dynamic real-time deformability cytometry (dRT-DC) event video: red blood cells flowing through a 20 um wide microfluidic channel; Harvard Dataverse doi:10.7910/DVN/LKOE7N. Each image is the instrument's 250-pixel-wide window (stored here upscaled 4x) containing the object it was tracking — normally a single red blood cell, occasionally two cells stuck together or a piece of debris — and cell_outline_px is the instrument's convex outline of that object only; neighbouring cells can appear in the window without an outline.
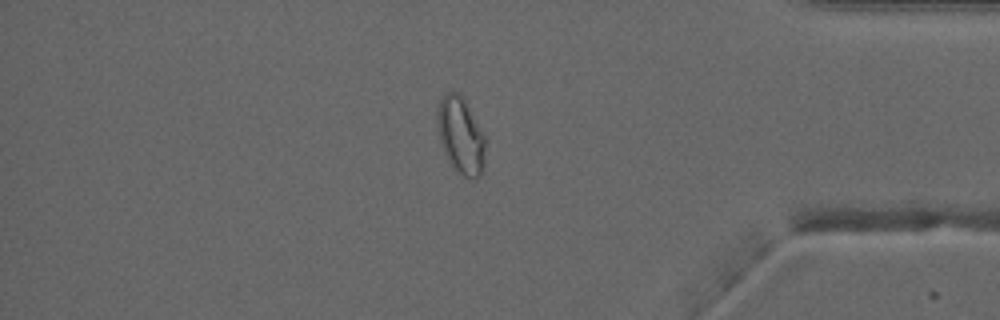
{"species": "common noctule bat (a hibernating species)", "species_latin": "Nyctalus noctula", "temperature_condition": "warm", "stored_images_in_passage": 51, "camera_frame_rate_fps": 3000, "um_per_image_px": 0.085, "animal": {"sex": "male", "forearm_length_mm": 52.5}, "frame": {"image": 1, "passage_image": 44, "time_ms": 14.333, "image_size_px": [1000, 320], "cell_outline_px": [[484, 168], [480, 176], [464, 176], [452, 168], [440, 144], [436, 112], [440, 100], [444, 92], [456, 92], [464, 100], [484, 132]], "centroid_in_image_um": [39.14, 11.51], "position_along_channel_um": 396.1, "area_um2": 21.33}, "authors_computed_cell_mechanics": {"area_um2": 22.9466, "velocity_mm_per_s": 4.0423, "shape_relaxation_time_tau1_ms": null, "shape_relaxation_time_tau2_ms": 1.483, "deformation_change_tau1": null, "deformation_change_tau2": 0.0716}}